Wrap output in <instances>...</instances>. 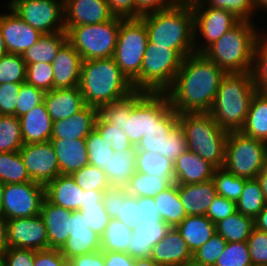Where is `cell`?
I'll return each mask as SVG.
<instances>
[{"label":"cell","instance_id":"obj_1","mask_svg":"<svg viewBox=\"0 0 267 266\" xmlns=\"http://www.w3.org/2000/svg\"><path fill=\"white\" fill-rule=\"evenodd\" d=\"M226 72L203 53L184 58L172 86L165 92L172 108L182 113L210 112Z\"/></svg>","mask_w":267,"mask_h":266},{"label":"cell","instance_id":"obj_2","mask_svg":"<svg viewBox=\"0 0 267 266\" xmlns=\"http://www.w3.org/2000/svg\"><path fill=\"white\" fill-rule=\"evenodd\" d=\"M148 42L174 49L183 58L195 53L194 16L189 0H179L172 7L142 15Z\"/></svg>","mask_w":267,"mask_h":266},{"label":"cell","instance_id":"obj_3","mask_svg":"<svg viewBox=\"0 0 267 266\" xmlns=\"http://www.w3.org/2000/svg\"><path fill=\"white\" fill-rule=\"evenodd\" d=\"M79 89L85 105L98 110L108 103L121 100L135 90L114 59L83 60Z\"/></svg>","mask_w":267,"mask_h":266},{"label":"cell","instance_id":"obj_4","mask_svg":"<svg viewBox=\"0 0 267 266\" xmlns=\"http://www.w3.org/2000/svg\"><path fill=\"white\" fill-rule=\"evenodd\" d=\"M256 91L252 72L226 73L209 113L222 129L240 131Z\"/></svg>","mask_w":267,"mask_h":266},{"label":"cell","instance_id":"obj_5","mask_svg":"<svg viewBox=\"0 0 267 266\" xmlns=\"http://www.w3.org/2000/svg\"><path fill=\"white\" fill-rule=\"evenodd\" d=\"M252 22L240 20L203 54L226 73L252 72L254 46L260 35Z\"/></svg>","mask_w":267,"mask_h":266},{"label":"cell","instance_id":"obj_6","mask_svg":"<svg viewBox=\"0 0 267 266\" xmlns=\"http://www.w3.org/2000/svg\"><path fill=\"white\" fill-rule=\"evenodd\" d=\"M179 124L187 150L198 154L215 168L224 167L228 131L222 129L209 112L182 113Z\"/></svg>","mask_w":267,"mask_h":266},{"label":"cell","instance_id":"obj_7","mask_svg":"<svg viewBox=\"0 0 267 266\" xmlns=\"http://www.w3.org/2000/svg\"><path fill=\"white\" fill-rule=\"evenodd\" d=\"M173 110L166 93L134 91L125 97L124 133L132 145Z\"/></svg>","mask_w":267,"mask_h":266},{"label":"cell","instance_id":"obj_8","mask_svg":"<svg viewBox=\"0 0 267 266\" xmlns=\"http://www.w3.org/2000/svg\"><path fill=\"white\" fill-rule=\"evenodd\" d=\"M183 60L174 49L148 42L140 76L132 83L134 90L165 93L172 86Z\"/></svg>","mask_w":267,"mask_h":266},{"label":"cell","instance_id":"obj_9","mask_svg":"<svg viewBox=\"0 0 267 266\" xmlns=\"http://www.w3.org/2000/svg\"><path fill=\"white\" fill-rule=\"evenodd\" d=\"M119 28L120 18L113 17L98 24L65 26V31L82 60H95L113 56Z\"/></svg>","mask_w":267,"mask_h":266},{"label":"cell","instance_id":"obj_10","mask_svg":"<svg viewBox=\"0 0 267 266\" xmlns=\"http://www.w3.org/2000/svg\"><path fill=\"white\" fill-rule=\"evenodd\" d=\"M267 164V142L244 135L228 133L224 168L235 176L256 179Z\"/></svg>","mask_w":267,"mask_h":266},{"label":"cell","instance_id":"obj_11","mask_svg":"<svg viewBox=\"0 0 267 266\" xmlns=\"http://www.w3.org/2000/svg\"><path fill=\"white\" fill-rule=\"evenodd\" d=\"M147 43V29L140 18H120V28L112 58L131 83L140 76Z\"/></svg>","mask_w":267,"mask_h":266},{"label":"cell","instance_id":"obj_12","mask_svg":"<svg viewBox=\"0 0 267 266\" xmlns=\"http://www.w3.org/2000/svg\"><path fill=\"white\" fill-rule=\"evenodd\" d=\"M8 7L42 34L65 31L64 0H11Z\"/></svg>","mask_w":267,"mask_h":266},{"label":"cell","instance_id":"obj_13","mask_svg":"<svg viewBox=\"0 0 267 266\" xmlns=\"http://www.w3.org/2000/svg\"><path fill=\"white\" fill-rule=\"evenodd\" d=\"M44 198L45 186L40 183L5 184L1 215L6 220L40 215Z\"/></svg>","mask_w":267,"mask_h":266},{"label":"cell","instance_id":"obj_14","mask_svg":"<svg viewBox=\"0 0 267 266\" xmlns=\"http://www.w3.org/2000/svg\"><path fill=\"white\" fill-rule=\"evenodd\" d=\"M190 4L194 16L195 53H203L210 45L240 21L233 13L224 9L205 8L206 2ZM199 32L206 42L202 47L196 42L197 33Z\"/></svg>","mask_w":267,"mask_h":266},{"label":"cell","instance_id":"obj_15","mask_svg":"<svg viewBox=\"0 0 267 266\" xmlns=\"http://www.w3.org/2000/svg\"><path fill=\"white\" fill-rule=\"evenodd\" d=\"M19 154L32 181L45 186L60 175L56 153L49 141L24 144Z\"/></svg>","mask_w":267,"mask_h":266},{"label":"cell","instance_id":"obj_16","mask_svg":"<svg viewBox=\"0 0 267 266\" xmlns=\"http://www.w3.org/2000/svg\"><path fill=\"white\" fill-rule=\"evenodd\" d=\"M7 247L48 249L47 230L41 216L7 220Z\"/></svg>","mask_w":267,"mask_h":266},{"label":"cell","instance_id":"obj_17","mask_svg":"<svg viewBox=\"0 0 267 266\" xmlns=\"http://www.w3.org/2000/svg\"><path fill=\"white\" fill-rule=\"evenodd\" d=\"M0 15V29L5 41L8 53L22 55L23 52L33 46L42 33L31 27L12 10Z\"/></svg>","mask_w":267,"mask_h":266},{"label":"cell","instance_id":"obj_18","mask_svg":"<svg viewBox=\"0 0 267 266\" xmlns=\"http://www.w3.org/2000/svg\"><path fill=\"white\" fill-rule=\"evenodd\" d=\"M113 17L106 0H64L65 26L98 24Z\"/></svg>","mask_w":267,"mask_h":266},{"label":"cell","instance_id":"obj_19","mask_svg":"<svg viewBox=\"0 0 267 266\" xmlns=\"http://www.w3.org/2000/svg\"><path fill=\"white\" fill-rule=\"evenodd\" d=\"M82 61L80 54L67 41L52 62L53 89L78 87Z\"/></svg>","mask_w":267,"mask_h":266},{"label":"cell","instance_id":"obj_20","mask_svg":"<svg viewBox=\"0 0 267 266\" xmlns=\"http://www.w3.org/2000/svg\"><path fill=\"white\" fill-rule=\"evenodd\" d=\"M73 211L57 206L44 198L40 216L47 230L48 249H61L69 237L70 219Z\"/></svg>","mask_w":267,"mask_h":266},{"label":"cell","instance_id":"obj_21","mask_svg":"<svg viewBox=\"0 0 267 266\" xmlns=\"http://www.w3.org/2000/svg\"><path fill=\"white\" fill-rule=\"evenodd\" d=\"M151 259L163 266L184 265L193 254L176 228H170L163 239L152 248Z\"/></svg>","mask_w":267,"mask_h":266},{"label":"cell","instance_id":"obj_22","mask_svg":"<svg viewBox=\"0 0 267 266\" xmlns=\"http://www.w3.org/2000/svg\"><path fill=\"white\" fill-rule=\"evenodd\" d=\"M171 227L164 221H144L132 226V238L127 253L133 258H147L151 256L152 248Z\"/></svg>","mask_w":267,"mask_h":266},{"label":"cell","instance_id":"obj_23","mask_svg":"<svg viewBox=\"0 0 267 266\" xmlns=\"http://www.w3.org/2000/svg\"><path fill=\"white\" fill-rule=\"evenodd\" d=\"M61 175H72L89 164L85 139L50 138Z\"/></svg>","mask_w":267,"mask_h":266},{"label":"cell","instance_id":"obj_24","mask_svg":"<svg viewBox=\"0 0 267 266\" xmlns=\"http://www.w3.org/2000/svg\"><path fill=\"white\" fill-rule=\"evenodd\" d=\"M103 205L111 219L127 226L138 224V198L131 196L125 187L111 186L103 193Z\"/></svg>","mask_w":267,"mask_h":266},{"label":"cell","instance_id":"obj_25","mask_svg":"<svg viewBox=\"0 0 267 266\" xmlns=\"http://www.w3.org/2000/svg\"><path fill=\"white\" fill-rule=\"evenodd\" d=\"M215 167L198 154L186 150L174 161V183L197 184L212 179Z\"/></svg>","mask_w":267,"mask_h":266},{"label":"cell","instance_id":"obj_26","mask_svg":"<svg viewBox=\"0 0 267 266\" xmlns=\"http://www.w3.org/2000/svg\"><path fill=\"white\" fill-rule=\"evenodd\" d=\"M43 102L53 122L68 119L86 106L79 87L52 89Z\"/></svg>","mask_w":267,"mask_h":266},{"label":"cell","instance_id":"obj_27","mask_svg":"<svg viewBox=\"0 0 267 266\" xmlns=\"http://www.w3.org/2000/svg\"><path fill=\"white\" fill-rule=\"evenodd\" d=\"M97 116L98 109L86 105L70 118L54 121L51 138L86 139L94 130Z\"/></svg>","mask_w":267,"mask_h":266},{"label":"cell","instance_id":"obj_28","mask_svg":"<svg viewBox=\"0 0 267 266\" xmlns=\"http://www.w3.org/2000/svg\"><path fill=\"white\" fill-rule=\"evenodd\" d=\"M178 194L187 215L205 216L217 196L213 179L197 184L178 185Z\"/></svg>","mask_w":267,"mask_h":266},{"label":"cell","instance_id":"obj_29","mask_svg":"<svg viewBox=\"0 0 267 266\" xmlns=\"http://www.w3.org/2000/svg\"><path fill=\"white\" fill-rule=\"evenodd\" d=\"M45 198L54 205L76 211L82 207L83 190L71 175H58L45 185Z\"/></svg>","mask_w":267,"mask_h":266},{"label":"cell","instance_id":"obj_30","mask_svg":"<svg viewBox=\"0 0 267 266\" xmlns=\"http://www.w3.org/2000/svg\"><path fill=\"white\" fill-rule=\"evenodd\" d=\"M19 121L24 144L50 141L53 121L47 112L44 102L19 117Z\"/></svg>","mask_w":267,"mask_h":266},{"label":"cell","instance_id":"obj_31","mask_svg":"<svg viewBox=\"0 0 267 266\" xmlns=\"http://www.w3.org/2000/svg\"><path fill=\"white\" fill-rule=\"evenodd\" d=\"M175 228L186 241L192 254L216 234L215 224L203 215H187Z\"/></svg>","mask_w":267,"mask_h":266},{"label":"cell","instance_id":"obj_32","mask_svg":"<svg viewBox=\"0 0 267 266\" xmlns=\"http://www.w3.org/2000/svg\"><path fill=\"white\" fill-rule=\"evenodd\" d=\"M136 149L114 152L103 168L111 186L125 187L136 171Z\"/></svg>","mask_w":267,"mask_h":266},{"label":"cell","instance_id":"obj_33","mask_svg":"<svg viewBox=\"0 0 267 266\" xmlns=\"http://www.w3.org/2000/svg\"><path fill=\"white\" fill-rule=\"evenodd\" d=\"M68 41L66 31L43 34L29 49L23 52L26 65L32 63H52L60 48Z\"/></svg>","mask_w":267,"mask_h":266},{"label":"cell","instance_id":"obj_34","mask_svg":"<svg viewBox=\"0 0 267 266\" xmlns=\"http://www.w3.org/2000/svg\"><path fill=\"white\" fill-rule=\"evenodd\" d=\"M240 131L244 135L267 142V93L256 91Z\"/></svg>","mask_w":267,"mask_h":266},{"label":"cell","instance_id":"obj_35","mask_svg":"<svg viewBox=\"0 0 267 266\" xmlns=\"http://www.w3.org/2000/svg\"><path fill=\"white\" fill-rule=\"evenodd\" d=\"M154 201L162 220L171 228H175L187 216L178 194V184L173 183L155 196Z\"/></svg>","mask_w":267,"mask_h":266},{"label":"cell","instance_id":"obj_36","mask_svg":"<svg viewBox=\"0 0 267 266\" xmlns=\"http://www.w3.org/2000/svg\"><path fill=\"white\" fill-rule=\"evenodd\" d=\"M179 123V115L173 109L160 123H155L142 136L136 146L137 151L156 152L163 155V145L168 134Z\"/></svg>","mask_w":267,"mask_h":266},{"label":"cell","instance_id":"obj_37","mask_svg":"<svg viewBox=\"0 0 267 266\" xmlns=\"http://www.w3.org/2000/svg\"><path fill=\"white\" fill-rule=\"evenodd\" d=\"M215 228L216 233L226 242H244L247 241L254 228V219L236 211L217 222Z\"/></svg>","mask_w":267,"mask_h":266},{"label":"cell","instance_id":"obj_38","mask_svg":"<svg viewBox=\"0 0 267 266\" xmlns=\"http://www.w3.org/2000/svg\"><path fill=\"white\" fill-rule=\"evenodd\" d=\"M174 183V178H164L135 171L125 186L129 195L139 197H155Z\"/></svg>","mask_w":267,"mask_h":266},{"label":"cell","instance_id":"obj_39","mask_svg":"<svg viewBox=\"0 0 267 266\" xmlns=\"http://www.w3.org/2000/svg\"><path fill=\"white\" fill-rule=\"evenodd\" d=\"M101 250V236L94 231L71 232L66 243L60 249L61 254L69 259Z\"/></svg>","mask_w":267,"mask_h":266},{"label":"cell","instance_id":"obj_40","mask_svg":"<svg viewBox=\"0 0 267 266\" xmlns=\"http://www.w3.org/2000/svg\"><path fill=\"white\" fill-rule=\"evenodd\" d=\"M132 236V226H127L117 219H110L101 236V251L127 253Z\"/></svg>","mask_w":267,"mask_h":266},{"label":"cell","instance_id":"obj_41","mask_svg":"<svg viewBox=\"0 0 267 266\" xmlns=\"http://www.w3.org/2000/svg\"><path fill=\"white\" fill-rule=\"evenodd\" d=\"M136 171L164 178H174V163L156 152L137 151Z\"/></svg>","mask_w":267,"mask_h":266},{"label":"cell","instance_id":"obj_42","mask_svg":"<svg viewBox=\"0 0 267 266\" xmlns=\"http://www.w3.org/2000/svg\"><path fill=\"white\" fill-rule=\"evenodd\" d=\"M0 181L4 184L31 182L19 151L0 153Z\"/></svg>","mask_w":267,"mask_h":266},{"label":"cell","instance_id":"obj_43","mask_svg":"<svg viewBox=\"0 0 267 266\" xmlns=\"http://www.w3.org/2000/svg\"><path fill=\"white\" fill-rule=\"evenodd\" d=\"M266 205L257 179H248L245 182L240 199L236 202L237 212L254 219Z\"/></svg>","mask_w":267,"mask_h":266},{"label":"cell","instance_id":"obj_44","mask_svg":"<svg viewBox=\"0 0 267 266\" xmlns=\"http://www.w3.org/2000/svg\"><path fill=\"white\" fill-rule=\"evenodd\" d=\"M23 145L19 118L0 115V153L19 151Z\"/></svg>","mask_w":267,"mask_h":266},{"label":"cell","instance_id":"obj_45","mask_svg":"<svg viewBox=\"0 0 267 266\" xmlns=\"http://www.w3.org/2000/svg\"><path fill=\"white\" fill-rule=\"evenodd\" d=\"M212 179L216 187L217 195L234 202L240 199L245 182L248 180L235 176L224 167L215 168Z\"/></svg>","mask_w":267,"mask_h":266},{"label":"cell","instance_id":"obj_46","mask_svg":"<svg viewBox=\"0 0 267 266\" xmlns=\"http://www.w3.org/2000/svg\"><path fill=\"white\" fill-rule=\"evenodd\" d=\"M89 164L99 169L107 168L109 159L114 154L111 142L102 139L94 129L85 139Z\"/></svg>","mask_w":267,"mask_h":266},{"label":"cell","instance_id":"obj_47","mask_svg":"<svg viewBox=\"0 0 267 266\" xmlns=\"http://www.w3.org/2000/svg\"><path fill=\"white\" fill-rule=\"evenodd\" d=\"M262 36L254 46L252 76L257 91L267 93V36Z\"/></svg>","mask_w":267,"mask_h":266},{"label":"cell","instance_id":"obj_48","mask_svg":"<svg viewBox=\"0 0 267 266\" xmlns=\"http://www.w3.org/2000/svg\"><path fill=\"white\" fill-rule=\"evenodd\" d=\"M27 65L21 55L7 53L0 58V84L26 82Z\"/></svg>","mask_w":267,"mask_h":266},{"label":"cell","instance_id":"obj_49","mask_svg":"<svg viewBox=\"0 0 267 266\" xmlns=\"http://www.w3.org/2000/svg\"><path fill=\"white\" fill-rule=\"evenodd\" d=\"M76 184L84 191H105L111 187L103 169L88 164L71 175Z\"/></svg>","mask_w":267,"mask_h":266},{"label":"cell","instance_id":"obj_50","mask_svg":"<svg viewBox=\"0 0 267 266\" xmlns=\"http://www.w3.org/2000/svg\"><path fill=\"white\" fill-rule=\"evenodd\" d=\"M214 266H252L247 242H227Z\"/></svg>","mask_w":267,"mask_h":266},{"label":"cell","instance_id":"obj_51","mask_svg":"<svg viewBox=\"0 0 267 266\" xmlns=\"http://www.w3.org/2000/svg\"><path fill=\"white\" fill-rule=\"evenodd\" d=\"M94 129L101 135L102 139L111 142L114 152L125 149H136V146L132 145L123 130H120L116 126H112L99 114L96 118Z\"/></svg>","mask_w":267,"mask_h":266},{"label":"cell","instance_id":"obj_52","mask_svg":"<svg viewBox=\"0 0 267 266\" xmlns=\"http://www.w3.org/2000/svg\"><path fill=\"white\" fill-rule=\"evenodd\" d=\"M208 3V7L224 9L238 19L252 21V12L256 10L253 0H189V3Z\"/></svg>","mask_w":267,"mask_h":266},{"label":"cell","instance_id":"obj_53","mask_svg":"<svg viewBox=\"0 0 267 266\" xmlns=\"http://www.w3.org/2000/svg\"><path fill=\"white\" fill-rule=\"evenodd\" d=\"M54 72L52 63H32L27 65L26 82L42 91L53 89Z\"/></svg>","mask_w":267,"mask_h":266},{"label":"cell","instance_id":"obj_54","mask_svg":"<svg viewBox=\"0 0 267 266\" xmlns=\"http://www.w3.org/2000/svg\"><path fill=\"white\" fill-rule=\"evenodd\" d=\"M79 211L87 226L96 234L102 236L111 219L103 202L82 206Z\"/></svg>","mask_w":267,"mask_h":266},{"label":"cell","instance_id":"obj_55","mask_svg":"<svg viewBox=\"0 0 267 266\" xmlns=\"http://www.w3.org/2000/svg\"><path fill=\"white\" fill-rule=\"evenodd\" d=\"M16 103V117H21L44 101L45 92L28 84L21 83Z\"/></svg>","mask_w":267,"mask_h":266},{"label":"cell","instance_id":"obj_56","mask_svg":"<svg viewBox=\"0 0 267 266\" xmlns=\"http://www.w3.org/2000/svg\"><path fill=\"white\" fill-rule=\"evenodd\" d=\"M227 242L217 233L193 253L192 260L207 266H214L216 259L225 249Z\"/></svg>","mask_w":267,"mask_h":266},{"label":"cell","instance_id":"obj_57","mask_svg":"<svg viewBox=\"0 0 267 266\" xmlns=\"http://www.w3.org/2000/svg\"><path fill=\"white\" fill-rule=\"evenodd\" d=\"M246 242L252 266H267V232L254 227Z\"/></svg>","mask_w":267,"mask_h":266},{"label":"cell","instance_id":"obj_58","mask_svg":"<svg viewBox=\"0 0 267 266\" xmlns=\"http://www.w3.org/2000/svg\"><path fill=\"white\" fill-rule=\"evenodd\" d=\"M187 150L186 138L182 127L178 123L168 134L163 145V156L174 161Z\"/></svg>","mask_w":267,"mask_h":266},{"label":"cell","instance_id":"obj_59","mask_svg":"<svg viewBox=\"0 0 267 266\" xmlns=\"http://www.w3.org/2000/svg\"><path fill=\"white\" fill-rule=\"evenodd\" d=\"M21 84L3 83L0 84V115H15L16 103Z\"/></svg>","mask_w":267,"mask_h":266},{"label":"cell","instance_id":"obj_60","mask_svg":"<svg viewBox=\"0 0 267 266\" xmlns=\"http://www.w3.org/2000/svg\"><path fill=\"white\" fill-rule=\"evenodd\" d=\"M236 202L217 195L206 213V217L214 224L236 212Z\"/></svg>","mask_w":267,"mask_h":266},{"label":"cell","instance_id":"obj_61","mask_svg":"<svg viewBox=\"0 0 267 266\" xmlns=\"http://www.w3.org/2000/svg\"><path fill=\"white\" fill-rule=\"evenodd\" d=\"M98 114L112 126L124 131L125 123V98L108 103L98 110Z\"/></svg>","mask_w":267,"mask_h":266},{"label":"cell","instance_id":"obj_62","mask_svg":"<svg viewBox=\"0 0 267 266\" xmlns=\"http://www.w3.org/2000/svg\"><path fill=\"white\" fill-rule=\"evenodd\" d=\"M35 251L32 249L7 247L5 266H34Z\"/></svg>","mask_w":267,"mask_h":266},{"label":"cell","instance_id":"obj_63","mask_svg":"<svg viewBox=\"0 0 267 266\" xmlns=\"http://www.w3.org/2000/svg\"><path fill=\"white\" fill-rule=\"evenodd\" d=\"M34 266H68V261L59 249L35 251Z\"/></svg>","mask_w":267,"mask_h":266},{"label":"cell","instance_id":"obj_64","mask_svg":"<svg viewBox=\"0 0 267 266\" xmlns=\"http://www.w3.org/2000/svg\"><path fill=\"white\" fill-rule=\"evenodd\" d=\"M138 207V223L144 221H163L156 207L154 197H139Z\"/></svg>","mask_w":267,"mask_h":266},{"label":"cell","instance_id":"obj_65","mask_svg":"<svg viewBox=\"0 0 267 266\" xmlns=\"http://www.w3.org/2000/svg\"><path fill=\"white\" fill-rule=\"evenodd\" d=\"M114 17L136 19L135 0H106Z\"/></svg>","mask_w":267,"mask_h":266},{"label":"cell","instance_id":"obj_66","mask_svg":"<svg viewBox=\"0 0 267 266\" xmlns=\"http://www.w3.org/2000/svg\"><path fill=\"white\" fill-rule=\"evenodd\" d=\"M179 0H135L136 2V17L142 15L165 10L172 7Z\"/></svg>","mask_w":267,"mask_h":266},{"label":"cell","instance_id":"obj_67","mask_svg":"<svg viewBox=\"0 0 267 266\" xmlns=\"http://www.w3.org/2000/svg\"><path fill=\"white\" fill-rule=\"evenodd\" d=\"M68 266H105L103 251L75 256L68 260Z\"/></svg>","mask_w":267,"mask_h":266},{"label":"cell","instance_id":"obj_68","mask_svg":"<svg viewBox=\"0 0 267 266\" xmlns=\"http://www.w3.org/2000/svg\"><path fill=\"white\" fill-rule=\"evenodd\" d=\"M105 266H134V261L128 253L103 251Z\"/></svg>","mask_w":267,"mask_h":266},{"label":"cell","instance_id":"obj_69","mask_svg":"<svg viewBox=\"0 0 267 266\" xmlns=\"http://www.w3.org/2000/svg\"><path fill=\"white\" fill-rule=\"evenodd\" d=\"M80 231H92L85 222V219L82 217V214L79 210L73 211L70 219L69 226V236L71 232H80Z\"/></svg>","mask_w":267,"mask_h":266},{"label":"cell","instance_id":"obj_70","mask_svg":"<svg viewBox=\"0 0 267 266\" xmlns=\"http://www.w3.org/2000/svg\"><path fill=\"white\" fill-rule=\"evenodd\" d=\"M103 193L104 191L100 190H83L82 206L103 202Z\"/></svg>","mask_w":267,"mask_h":266},{"label":"cell","instance_id":"obj_71","mask_svg":"<svg viewBox=\"0 0 267 266\" xmlns=\"http://www.w3.org/2000/svg\"><path fill=\"white\" fill-rule=\"evenodd\" d=\"M254 227L260 231L267 232V205L254 218Z\"/></svg>","mask_w":267,"mask_h":266},{"label":"cell","instance_id":"obj_72","mask_svg":"<svg viewBox=\"0 0 267 266\" xmlns=\"http://www.w3.org/2000/svg\"><path fill=\"white\" fill-rule=\"evenodd\" d=\"M7 248V220L0 214V250Z\"/></svg>","mask_w":267,"mask_h":266},{"label":"cell","instance_id":"obj_73","mask_svg":"<svg viewBox=\"0 0 267 266\" xmlns=\"http://www.w3.org/2000/svg\"><path fill=\"white\" fill-rule=\"evenodd\" d=\"M256 179L260 184L261 190H262L263 195H264V199H265L266 204H267V164L265 165L263 170L258 174Z\"/></svg>","mask_w":267,"mask_h":266},{"label":"cell","instance_id":"obj_74","mask_svg":"<svg viewBox=\"0 0 267 266\" xmlns=\"http://www.w3.org/2000/svg\"><path fill=\"white\" fill-rule=\"evenodd\" d=\"M134 266H163V265L156 263L154 260L151 259V257H147V258L135 259Z\"/></svg>","mask_w":267,"mask_h":266},{"label":"cell","instance_id":"obj_75","mask_svg":"<svg viewBox=\"0 0 267 266\" xmlns=\"http://www.w3.org/2000/svg\"><path fill=\"white\" fill-rule=\"evenodd\" d=\"M7 53H8V50L6 48L5 41L3 39L2 32L0 29V58Z\"/></svg>","mask_w":267,"mask_h":266},{"label":"cell","instance_id":"obj_76","mask_svg":"<svg viewBox=\"0 0 267 266\" xmlns=\"http://www.w3.org/2000/svg\"><path fill=\"white\" fill-rule=\"evenodd\" d=\"M255 8H264L267 10V0H253Z\"/></svg>","mask_w":267,"mask_h":266},{"label":"cell","instance_id":"obj_77","mask_svg":"<svg viewBox=\"0 0 267 266\" xmlns=\"http://www.w3.org/2000/svg\"><path fill=\"white\" fill-rule=\"evenodd\" d=\"M4 189H5V184L0 181V214H1V206L3 202V197H4Z\"/></svg>","mask_w":267,"mask_h":266},{"label":"cell","instance_id":"obj_78","mask_svg":"<svg viewBox=\"0 0 267 266\" xmlns=\"http://www.w3.org/2000/svg\"><path fill=\"white\" fill-rule=\"evenodd\" d=\"M0 266H5V250H0Z\"/></svg>","mask_w":267,"mask_h":266},{"label":"cell","instance_id":"obj_79","mask_svg":"<svg viewBox=\"0 0 267 266\" xmlns=\"http://www.w3.org/2000/svg\"><path fill=\"white\" fill-rule=\"evenodd\" d=\"M183 266H207V265L200 264V263L195 262L194 260H191L188 263L184 264Z\"/></svg>","mask_w":267,"mask_h":266}]
</instances>
